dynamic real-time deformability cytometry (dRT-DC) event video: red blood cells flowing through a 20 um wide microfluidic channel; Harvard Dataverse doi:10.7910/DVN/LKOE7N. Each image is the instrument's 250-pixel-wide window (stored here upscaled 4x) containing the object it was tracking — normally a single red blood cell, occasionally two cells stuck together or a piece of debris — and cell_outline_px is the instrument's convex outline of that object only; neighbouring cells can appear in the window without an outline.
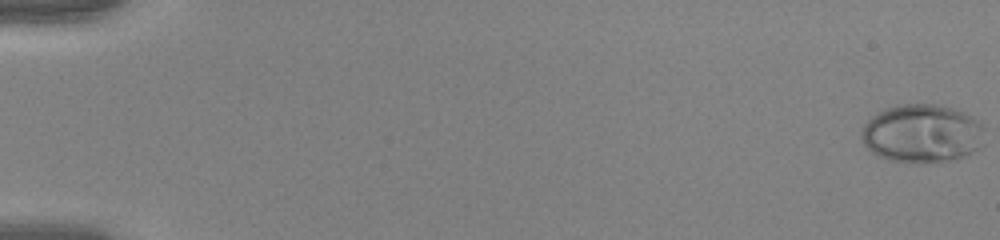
{"species": "human", "species_latin": "Homo sapiens", "temperature_condition": "warm", "stored_images_in_passage": 54, "camera_frame_rate_fps": 3000, "um_per_image_px": 0.085, "donor": {"sex": "female"}, "frame": {"image": 1, "passage_image": 1, "time_ms": 0.0, "image_size_px": [1000, 240], "cell_outline_px": [[984, 144], [980, 148], [956, 160], [928, 164], [912, 164], [892, 160], [876, 156], [864, 144], [860, 136], [860, 132], [864, 124], [872, 116], [888, 108], [904, 104], [940, 104], [964, 112], [972, 116], [984, 128]], "centroid_in_image_um": [78.4, 11.38], "position_along_channel_um": 6.6, "area_um2": 42.6}}
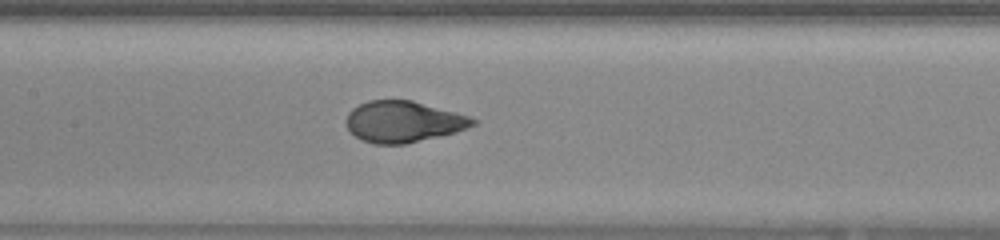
{"frame": {"image": 2, "passage_image": 28, "time_ms": 9.0, "image_size_px": [1000, 240], "cell_outline_px": [[476, 124], [456, 132], [440, 136], [404, 144], [372, 144], [360, 140], [344, 124], [348, 112], [352, 108], [368, 100], [412, 100], [468, 116], [476, 120]], "centroid_in_image_um": [34.23, 10.35], "position_along_channel_um": 173.2, "area_um2": 30.35}}
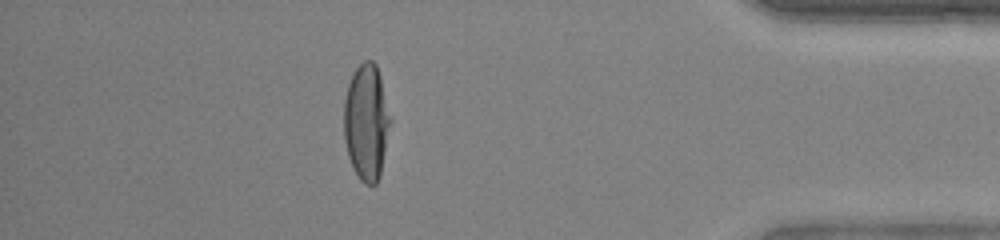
{"frame": {"image": 3, "passage_image": 48, "time_ms": 15.667, "image_size_px": [1000, 240], "cell_outline_px": [[392, 120], [380, 176], [376, 184], [364, 184], [360, 180], [352, 168], [348, 156], [344, 136], [344, 100], [348, 84], [356, 68], [364, 60], [372, 60], [376, 64], [380, 76], [392, 116]], "centroid_in_image_um": [31.16, 10.39], "position_along_channel_um": 404.0, "area_um2": 31.85}}